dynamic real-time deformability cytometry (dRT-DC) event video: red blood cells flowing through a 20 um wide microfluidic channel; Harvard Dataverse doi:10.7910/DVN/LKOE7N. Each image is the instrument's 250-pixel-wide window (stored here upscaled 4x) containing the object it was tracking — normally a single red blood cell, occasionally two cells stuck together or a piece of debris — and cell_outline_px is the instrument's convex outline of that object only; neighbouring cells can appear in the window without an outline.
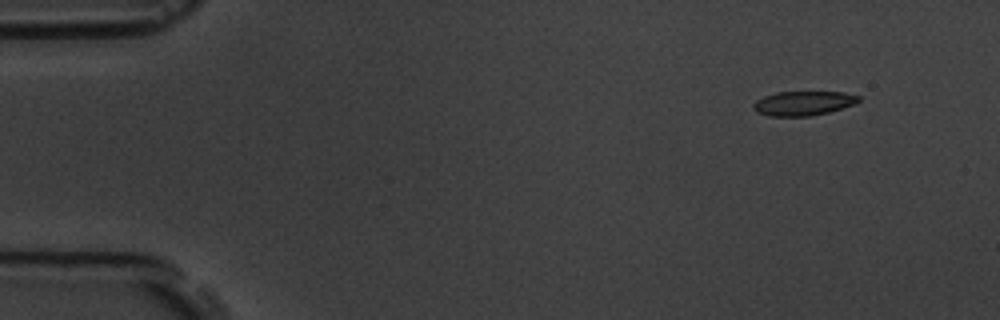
{"species": "common noctule bat (a hibernating species)", "species_latin": "Nyctalus noctula", "temperature_condition": "room temperature", "stored_images_in_passage": 5, "camera_frame_rate_fps": 3000, "um_per_image_px": 0.085, "animal": {"sex": "male", "body_mass_g": 19.5, "forearm_length_mm": 54.6}, "frame": {"image": 1, "passage_image": 1, "time_ms": 0.0, "image_size_px": [1000, 320], "cell_outline_px": [[860, 100], [852, 104], [828, 112], [812, 116], [768, 116], [756, 112], [752, 108], [752, 104], [756, 100], [764, 96], [776, 92], [844, 92], [860, 96]], "centroid_in_image_um": [68.22, 8.78], "position_along_channel_um": 16.8, "area_um2": 14.91}}
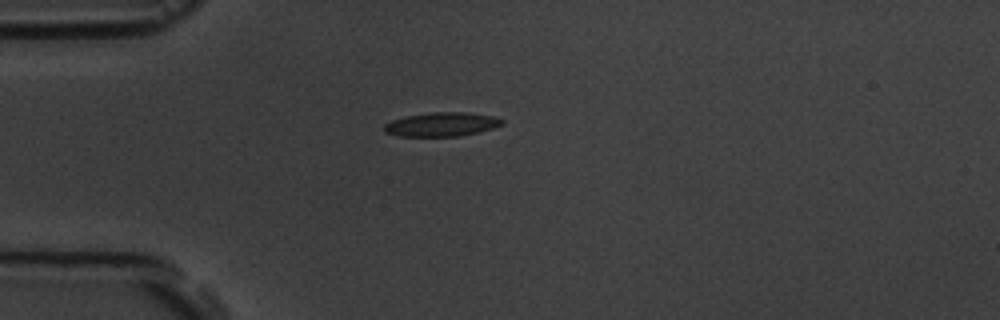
{"frame": {"image": 2, "passage_image": 4, "time_ms": 3.333, "image_size_px": [1000, 320], "cell_outline_px": [[504, 124], [492, 128], [460, 136], [400, 136], [384, 132], [384, 124], [392, 120], [408, 116], [432, 112], [468, 112], [492, 116], [504, 120]], "centroid_in_image_um": [37.54, 10.57], "position_along_channel_um": 47.5, "area_um2": 16.3}}
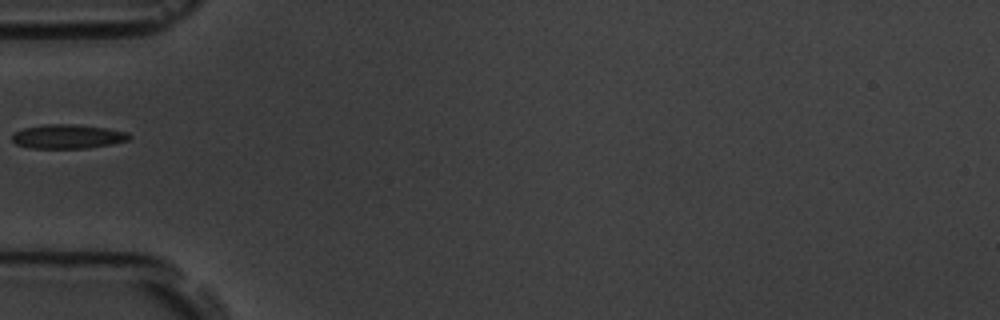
{"frame": {"image": 3, "passage_image": 5, "time_ms": 4.667, "image_size_px": [1000, 320], "cell_outline_px": [[132, 136], [128, 140], [112, 144], [88, 148], [32, 148], [16, 144], [12, 140], [12, 132], [24, 128], [44, 124], [76, 124], [104, 128], [128, 132]], "centroid_in_image_um": [5.75, 11.6], "position_along_channel_um": 79.3, "area_um2": 16.53}}